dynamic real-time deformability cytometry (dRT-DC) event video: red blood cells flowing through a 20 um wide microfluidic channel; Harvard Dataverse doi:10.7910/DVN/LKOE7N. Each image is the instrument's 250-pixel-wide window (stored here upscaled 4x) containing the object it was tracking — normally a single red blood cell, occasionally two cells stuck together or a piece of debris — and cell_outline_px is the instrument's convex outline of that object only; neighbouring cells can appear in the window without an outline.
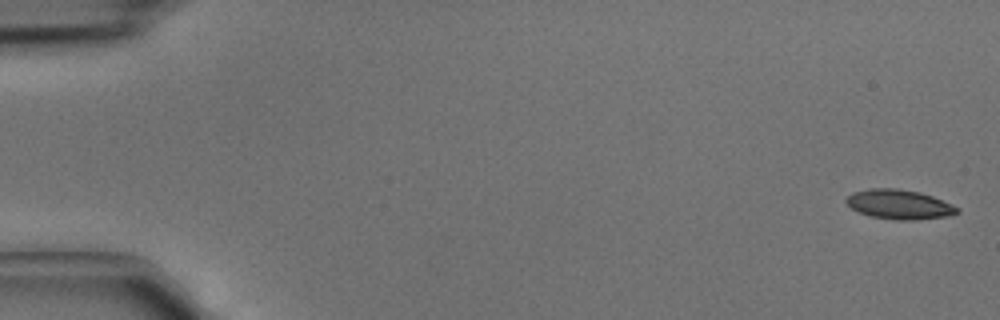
{"species": "common noctule bat (a hibernating species)", "species_latin": "Nyctalus noctula", "temperature_condition": "cold", "stored_images_in_passage": 4, "camera_frame_rate_fps": 3000, "um_per_image_px": 0.085, "animal": {"sex": "male", "body_mass_g": 15.6}, "frame": {"image": 1, "passage_image": 1, "time_ms": 0.0, "image_size_px": [1000, 320], "cell_outline_px": [[960, 212], [948, 216], [916, 220], [896, 220], [872, 216], [860, 212], [852, 208], [844, 200], [852, 192], [868, 188], [896, 188], [920, 192], [932, 196], [960, 208]], "centroid_in_image_um": [76.44, 17.37], "position_along_channel_um": 8.6, "area_um2": 19.07}}
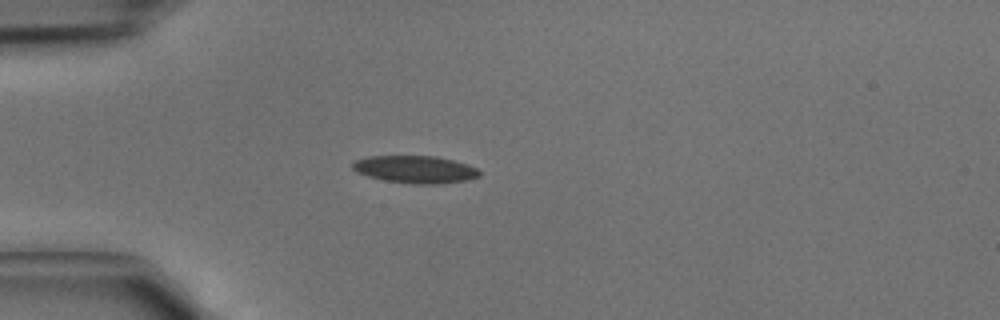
{"frame": {"image": 2, "passage_image": 4, "time_ms": 1.0, "image_size_px": [1000, 320], "cell_outline_px": [[480, 176], [468, 180], [440, 184], [416, 184], [384, 180], [368, 176], [356, 172], [352, 168], [352, 164], [356, 160], [368, 156], [436, 156], [468, 164], [476, 168], [480, 172]], "centroid_in_image_um": [35.31, 14.4], "position_along_channel_um": 49.7, "area_um2": 20.29}}